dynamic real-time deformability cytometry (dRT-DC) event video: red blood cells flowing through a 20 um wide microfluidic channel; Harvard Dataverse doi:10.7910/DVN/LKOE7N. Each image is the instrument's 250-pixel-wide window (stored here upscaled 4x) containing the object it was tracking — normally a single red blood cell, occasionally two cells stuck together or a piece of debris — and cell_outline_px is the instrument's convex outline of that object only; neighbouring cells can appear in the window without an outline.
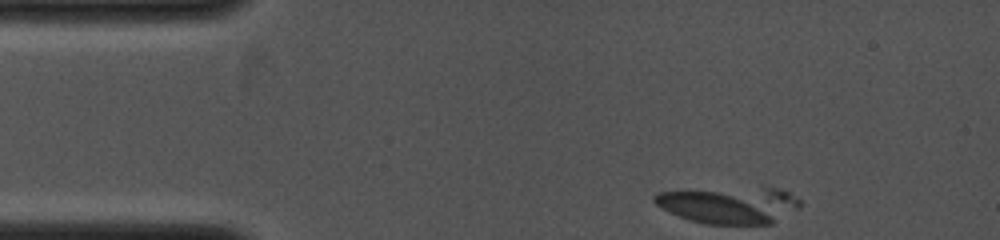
{"species": "common noctule bat (a hibernating species)", "species_latin": "Nyctalus noctula", "temperature_condition": "cold", "stored_images_in_passage": 6, "camera_frame_rate_fps": 4000, "um_per_image_px": 0.085, "animal": {"sex": "female", "body_mass_g": 19.0, "forearm_length_mm": 53.3}, "frame": {"image": 1, "passage_image": 1, "time_ms": 0.0, "image_size_px": [1000, 240], "cell_outline_px": [[772, 224], [704, 224], [688, 220], [656, 204], [652, 200], [652, 196], [656, 192], [716, 192], [760, 204], [772, 220]], "centroid_in_image_um": [60.55, 17.69], "position_along_channel_um": 24.5, "area_um2": 20.4}}